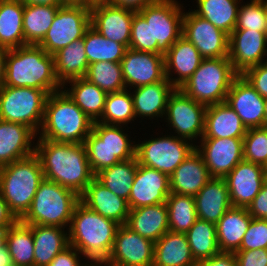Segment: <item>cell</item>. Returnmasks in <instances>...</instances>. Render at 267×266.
Segmentation results:
<instances>
[{
  "instance_id": "obj_1",
  "label": "cell",
  "mask_w": 267,
  "mask_h": 266,
  "mask_svg": "<svg viewBox=\"0 0 267 266\" xmlns=\"http://www.w3.org/2000/svg\"><path fill=\"white\" fill-rule=\"evenodd\" d=\"M35 154L39 157L45 179L69 188L79 196L95 178L84 143L38 139Z\"/></svg>"
},
{
  "instance_id": "obj_2",
  "label": "cell",
  "mask_w": 267,
  "mask_h": 266,
  "mask_svg": "<svg viewBox=\"0 0 267 266\" xmlns=\"http://www.w3.org/2000/svg\"><path fill=\"white\" fill-rule=\"evenodd\" d=\"M120 224L88 208L81 201L73 211L68 230L69 245L88 263L95 265L109 258ZM91 260V261H89Z\"/></svg>"
},
{
  "instance_id": "obj_3",
  "label": "cell",
  "mask_w": 267,
  "mask_h": 266,
  "mask_svg": "<svg viewBox=\"0 0 267 266\" xmlns=\"http://www.w3.org/2000/svg\"><path fill=\"white\" fill-rule=\"evenodd\" d=\"M4 86L31 87L47 91H60L53 55L39 45H25L7 50Z\"/></svg>"
},
{
  "instance_id": "obj_4",
  "label": "cell",
  "mask_w": 267,
  "mask_h": 266,
  "mask_svg": "<svg viewBox=\"0 0 267 266\" xmlns=\"http://www.w3.org/2000/svg\"><path fill=\"white\" fill-rule=\"evenodd\" d=\"M93 121L63 91L48 95L39 138L54 142L84 143Z\"/></svg>"
},
{
  "instance_id": "obj_5",
  "label": "cell",
  "mask_w": 267,
  "mask_h": 266,
  "mask_svg": "<svg viewBox=\"0 0 267 266\" xmlns=\"http://www.w3.org/2000/svg\"><path fill=\"white\" fill-rule=\"evenodd\" d=\"M43 179L41 162L35 153L0 167V193L17 220L30 208Z\"/></svg>"
},
{
  "instance_id": "obj_6",
  "label": "cell",
  "mask_w": 267,
  "mask_h": 266,
  "mask_svg": "<svg viewBox=\"0 0 267 266\" xmlns=\"http://www.w3.org/2000/svg\"><path fill=\"white\" fill-rule=\"evenodd\" d=\"M79 201L80 196L73 190L44 178L38 186L30 208L20 221L27 225L67 228Z\"/></svg>"
},
{
  "instance_id": "obj_7",
  "label": "cell",
  "mask_w": 267,
  "mask_h": 266,
  "mask_svg": "<svg viewBox=\"0 0 267 266\" xmlns=\"http://www.w3.org/2000/svg\"><path fill=\"white\" fill-rule=\"evenodd\" d=\"M238 75L228 57L203 59L179 89L205 106L223 103Z\"/></svg>"
},
{
  "instance_id": "obj_8",
  "label": "cell",
  "mask_w": 267,
  "mask_h": 266,
  "mask_svg": "<svg viewBox=\"0 0 267 266\" xmlns=\"http://www.w3.org/2000/svg\"><path fill=\"white\" fill-rule=\"evenodd\" d=\"M123 129L121 125L93 123L84 145L94 175L120 161L135 158V141H131Z\"/></svg>"
},
{
  "instance_id": "obj_9",
  "label": "cell",
  "mask_w": 267,
  "mask_h": 266,
  "mask_svg": "<svg viewBox=\"0 0 267 266\" xmlns=\"http://www.w3.org/2000/svg\"><path fill=\"white\" fill-rule=\"evenodd\" d=\"M48 95L41 89L4 86L0 90V120L23 124L37 135Z\"/></svg>"
},
{
  "instance_id": "obj_10",
  "label": "cell",
  "mask_w": 267,
  "mask_h": 266,
  "mask_svg": "<svg viewBox=\"0 0 267 266\" xmlns=\"http://www.w3.org/2000/svg\"><path fill=\"white\" fill-rule=\"evenodd\" d=\"M176 0H155L138 12L151 25L152 52L165 55L183 33V6Z\"/></svg>"
},
{
  "instance_id": "obj_11",
  "label": "cell",
  "mask_w": 267,
  "mask_h": 266,
  "mask_svg": "<svg viewBox=\"0 0 267 266\" xmlns=\"http://www.w3.org/2000/svg\"><path fill=\"white\" fill-rule=\"evenodd\" d=\"M135 157L138 164L156 169L169 177L174 170L195 150V143L177 137L165 135L144 140L135 144Z\"/></svg>"
},
{
  "instance_id": "obj_12",
  "label": "cell",
  "mask_w": 267,
  "mask_h": 266,
  "mask_svg": "<svg viewBox=\"0 0 267 266\" xmlns=\"http://www.w3.org/2000/svg\"><path fill=\"white\" fill-rule=\"evenodd\" d=\"M89 27L90 7L64 5L58 9L51 27L38 45L53 55L73 41L82 39Z\"/></svg>"
},
{
  "instance_id": "obj_13",
  "label": "cell",
  "mask_w": 267,
  "mask_h": 266,
  "mask_svg": "<svg viewBox=\"0 0 267 266\" xmlns=\"http://www.w3.org/2000/svg\"><path fill=\"white\" fill-rule=\"evenodd\" d=\"M207 106L198 103L176 88L169 96L164 118L168 126L177 133V137L187 139L193 143L204 133L205 112Z\"/></svg>"
},
{
  "instance_id": "obj_14",
  "label": "cell",
  "mask_w": 267,
  "mask_h": 266,
  "mask_svg": "<svg viewBox=\"0 0 267 266\" xmlns=\"http://www.w3.org/2000/svg\"><path fill=\"white\" fill-rule=\"evenodd\" d=\"M182 35L204 59L228 57L229 35L196 15L193 10L184 12Z\"/></svg>"
},
{
  "instance_id": "obj_15",
  "label": "cell",
  "mask_w": 267,
  "mask_h": 266,
  "mask_svg": "<svg viewBox=\"0 0 267 266\" xmlns=\"http://www.w3.org/2000/svg\"><path fill=\"white\" fill-rule=\"evenodd\" d=\"M195 149L202 155L212 178H224L244 160L243 138H201Z\"/></svg>"
},
{
  "instance_id": "obj_16",
  "label": "cell",
  "mask_w": 267,
  "mask_h": 266,
  "mask_svg": "<svg viewBox=\"0 0 267 266\" xmlns=\"http://www.w3.org/2000/svg\"><path fill=\"white\" fill-rule=\"evenodd\" d=\"M267 32L234 29L229 35V53L234 70L242 75L247 69L267 62Z\"/></svg>"
},
{
  "instance_id": "obj_17",
  "label": "cell",
  "mask_w": 267,
  "mask_h": 266,
  "mask_svg": "<svg viewBox=\"0 0 267 266\" xmlns=\"http://www.w3.org/2000/svg\"><path fill=\"white\" fill-rule=\"evenodd\" d=\"M120 64L126 89L153 84L166 78L164 55L161 54L127 48Z\"/></svg>"
},
{
  "instance_id": "obj_18",
  "label": "cell",
  "mask_w": 267,
  "mask_h": 266,
  "mask_svg": "<svg viewBox=\"0 0 267 266\" xmlns=\"http://www.w3.org/2000/svg\"><path fill=\"white\" fill-rule=\"evenodd\" d=\"M154 245L125 224L117 230L114 245L106 263L115 266H153Z\"/></svg>"
},
{
  "instance_id": "obj_19",
  "label": "cell",
  "mask_w": 267,
  "mask_h": 266,
  "mask_svg": "<svg viewBox=\"0 0 267 266\" xmlns=\"http://www.w3.org/2000/svg\"><path fill=\"white\" fill-rule=\"evenodd\" d=\"M226 180L233 207L247 208L267 180V169L242 160L228 173Z\"/></svg>"
},
{
  "instance_id": "obj_20",
  "label": "cell",
  "mask_w": 267,
  "mask_h": 266,
  "mask_svg": "<svg viewBox=\"0 0 267 266\" xmlns=\"http://www.w3.org/2000/svg\"><path fill=\"white\" fill-rule=\"evenodd\" d=\"M264 99L242 75H238L225 102L241 118L243 125L251 129L265 127Z\"/></svg>"
},
{
  "instance_id": "obj_21",
  "label": "cell",
  "mask_w": 267,
  "mask_h": 266,
  "mask_svg": "<svg viewBox=\"0 0 267 266\" xmlns=\"http://www.w3.org/2000/svg\"><path fill=\"white\" fill-rule=\"evenodd\" d=\"M169 195V176L156 169L138 164L127 201L129 209L165 203Z\"/></svg>"
},
{
  "instance_id": "obj_22",
  "label": "cell",
  "mask_w": 267,
  "mask_h": 266,
  "mask_svg": "<svg viewBox=\"0 0 267 266\" xmlns=\"http://www.w3.org/2000/svg\"><path fill=\"white\" fill-rule=\"evenodd\" d=\"M135 13L110 4L96 5L90 8V26L105 38L129 48Z\"/></svg>"
},
{
  "instance_id": "obj_23",
  "label": "cell",
  "mask_w": 267,
  "mask_h": 266,
  "mask_svg": "<svg viewBox=\"0 0 267 266\" xmlns=\"http://www.w3.org/2000/svg\"><path fill=\"white\" fill-rule=\"evenodd\" d=\"M203 59L196 47L182 35L164 55L165 76L175 88H179L197 70ZM172 73L177 77H172Z\"/></svg>"
},
{
  "instance_id": "obj_24",
  "label": "cell",
  "mask_w": 267,
  "mask_h": 266,
  "mask_svg": "<svg viewBox=\"0 0 267 266\" xmlns=\"http://www.w3.org/2000/svg\"><path fill=\"white\" fill-rule=\"evenodd\" d=\"M36 137L23 124L0 120V167L34 154Z\"/></svg>"
},
{
  "instance_id": "obj_25",
  "label": "cell",
  "mask_w": 267,
  "mask_h": 266,
  "mask_svg": "<svg viewBox=\"0 0 267 266\" xmlns=\"http://www.w3.org/2000/svg\"><path fill=\"white\" fill-rule=\"evenodd\" d=\"M80 201L96 213L120 225L127 222L130 210L127 200L111 192L96 178L80 195Z\"/></svg>"
},
{
  "instance_id": "obj_26",
  "label": "cell",
  "mask_w": 267,
  "mask_h": 266,
  "mask_svg": "<svg viewBox=\"0 0 267 266\" xmlns=\"http://www.w3.org/2000/svg\"><path fill=\"white\" fill-rule=\"evenodd\" d=\"M211 178L202 155L195 149L169 177L170 193L195 197Z\"/></svg>"
},
{
  "instance_id": "obj_27",
  "label": "cell",
  "mask_w": 267,
  "mask_h": 266,
  "mask_svg": "<svg viewBox=\"0 0 267 266\" xmlns=\"http://www.w3.org/2000/svg\"><path fill=\"white\" fill-rule=\"evenodd\" d=\"M194 198L197 218L214 224L232 207L224 178H211Z\"/></svg>"
},
{
  "instance_id": "obj_28",
  "label": "cell",
  "mask_w": 267,
  "mask_h": 266,
  "mask_svg": "<svg viewBox=\"0 0 267 266\" xmlns=\"http://www.w3.org/2000/svg\"><path fill=\"white\" fill-rule=\"evenodd\" d=\"M176 88L165 78L163 81L134 88L131 92L134 112L137 117L163 118L169 96Z\"/></svg>"
},
{
  "instance_id": "obj_29",
  "label": "cell",
  "mask_w": 267,
  "mask_h": 266,
  "mask_svg": "<svg viewBox=\"0 0 267 266\" xmlns=\"http://www.w3.org/2000/svg\"><path fill=\"white\" fill-rule=\"evenodd\" d=\"M246 132L241 118L226 102L207 106L202 138H243Z\"/></svg>"
},
{
  "instance_id": "obj_30",
  "label": "cell",
  "mask_w": 267,
  "mask_h": 266,
  "mask_svg": "<svg viewBox=\"0 0 267 266\" xmlns=\"http://www.w3.org/2000/svg\"><path fill=\"white\" fill-rule=\"evenodd\" d=\"M125 225L140 236L157 242L169 230L166 203L130 209Z\"/></svg>"
},
{
  "instance_id": "obj_31",
  "label": "cell",
  "mask_w": 267,
  "mask_h": 266,
  "mask_svg": "<svg viewBox=\"0 0 267 266\" xmlns=\"http://www.w3.org/2000/svg\"><path fill=\"white\" fill-rule=\"evenodd\" d=\"M252 217L244 207H230L215 224L220 252H236L241 246Z\"/></svg>"
},
{
  "instance_id": "obj_32",
  "label": "cell",
  "mask_w": 267,
  "mask_h": 266,
  "mask_svg": "<svg viewBox=\"0 0 267 266\" xmlns=\"http://www.w3.org/2000/svg\"><path fill=\"white\" fill-rule=\"evenodd\" d=\"M186 233L168 230L154 245L153 266H194Z\"/></svg>"
},
{
  "instance_id": "obj_33",
  "label": "cell",
  "mask_w": 267,
  "mask_h": 266,
  "mask_svg": "<svg viewBox=\"0 0 267 266\" xmlns=\"http://www.w3.org/2000/svg\"><path fill=\"white\" fill-rule=\"evenodd\" d=\"M58 226L32 225L34 266H48L56 255L69 246L68 231Z\"/></svg>"
},
{
  "instance_id": "obj_34",
  "label": "cell",
  "mask_w": 267,
  "mask_h": 266,
  "mask_svg": "<svg viewBox=\"0 0 267 266\" xmlns=\"http://www.w3.org/2000/svg\"><path fill=\"white\" fill-rule=\"evenodd\" d=\"M24 6L20 0H0V48L10 50L26 45Z\"/></svg>"
},
{
  "instance_id": "obj_35",
  "label": "cell",
  "mask_w": 267,
  "mask_h": 266,
  "mask_svg": "<svg viewBox=\"0 0 267 266\" xmlns=\"http://www.w3.org/2000/svg\"><path fill=\"white\" fill-rule=\"evenodd\" d=\"M53 58L55 74L61 85L72 79L86 76L89 63L83 38L60 49L53 54Z\"/></svg>"
},
{
  "instance_id": "obj_36",
  "label": "cell",
  "mask_w": 267,
  "mask_h": 266,
  "mask_svg": "<svg viewBox=\"0 0 267 266\" xmlns=\"http://www.w3.org/2000/svg\"><path fill=\"white\" fill-rule=\"evenodd\" d=\"M67 83L71 86L69 89L65 87ZM62 90L93 122L102 116L107 93L95 84L85 78H76L65 82Z\"/></svg>"
},
{
  "instance_id": "obj_37",
  "label": "cell",
  "mask_w": 267,
  "mask_h": 266,
  "mask_svg": "<svg viewBox=\"0 0 267 266\" xmlns=\"http://www.w3.org/2000/svg\"><path fill=\"white\" fill-rule=\"evenodd\" d=\"M240 1L241 0H196L197 10L194 9L193 12L230 35L237 24L238 8L242 3Z\"/></svg>"
},
{
  "instance_id": "obj_38",
  "label": "cell",
  "mask_w": 267,
  "mask_h": 266,
  "mask_svg": "<svg viewBox=\"0 0 267 266\" xmlns=\"http://www.w3.org/2000/svg\"><path fill=\"white\" fill-rule=\"evenodd\" d=\"M60 7L62 6H24L23 33L26 45H38L43 40Z\"/></svg>"
},
{
  "instance_id": "obj_39",
  "label": "cell",
  "mask_w": 267,
  "mask_h": 266,
  "mask_svg": "<svg viewBox=\"0 0 267 266\" xmlns=\"http://www.w3.org/2000/svg\"><path fill=\"white\" fill-rule=\"evenodd\" d=\"M138 162L136 157L120 161L95 175V178L111 192L128 201Z\"/></svg>"
},
{
  "instance_id": "obj_40",
  "label": "cell",
  "mask_w": 267,
  "mask_h": 266,
  "mask_svg": "<svg viewBox=\"0 0 267 266\" xmlns=\"http://www.w3.org/2000/svg\"><path fill=\"white\" fill-rule=\"evenodd\" d=\"M6 246L15 266H34L32 225L17 220L8 228Z\"/></svg>"
},
{
  "instance_id": "obj_41",
  "label": "cell",
  "mask_w": 267,
  "mask_h": 266,
  "mask_svg": "<svg viewBox=\"0 0 267 266\" xmlns=\"http://www.w3.org/2000/svg\"><path fill=\"white\" fill-rule=\"evenodd\" d=\"M83 40L89 64L99 61L120 63L127 50L123 44L105 38L91 26L85 31Z\"/></svg>"
},
{
  "instance_id": "obj_42",
  "label": "cell",
  "mask_w": 267,
  "mask_h": 266,
  "mask_svg": "<svg viewBox=\"0 0 267 266\" xmlns=\"http://www.w3.org/2000/svg\"><path fill=\"white\" fill-rule=\"evenodd\" d=\"M194 260L208 259L219 253L216 225L197 219L186 233Z\"/></svg>"
},
{
  "instance_id": "obj_43",
  "label": "cell",
  "mask_w": 267,
  "mask_h": 266,
  "mask_svg": "<svg viewBox=\"0 0 267 266\" xmlns=\"http://www.w3.org/2000/svg\"><path fill=\"white\" fill-rule=\"evenodd\" d=\"M165 203L168 209L169 230L187 233L198 219L195 198L193 196L170 193Z\"/></svg>"
},
{
  "instance_id": "obj_44",
  "label": "cell",
  "mask_w": 267,
  "mask_h": 266,
  "mask_svg": "<svg viewBox=\"0 0 267 266\" xmlns=\"http://www.w3.org/2000/svg\"><path fill=\"white\" fill-rule=\"evenodd\" d=\"M134 119L136 120V115L131 90L107 93L102 116L97 122L126 127Z\"/></svg>"
},
{
  "instance_id": "obj_45",
  "label": "cell",
  "mask_w": 267,
  "mask_h": 266,
  "mask_svg": "<svg viewBox=\"0 0 267 266\" xmlns=\"http://www.w3.org/2000/svg\"><path fill=\"white\" fill-rule=\"evenodd\" d=\"M84 78L106 93L120 92L126 89L120 63L99 61L89 64Z\"/></svg>"
},
{
  "instance_id": "obj_46",
  "label": "cell",
  "mask_w": 267,
  "mask_h": 266,
  "mask_svg": "<svg viewBox=\"0 0 267 266\" xmlns=\"http://www.w3.org/2000/svg\"><path fill=\"white\" fill-rule=\"evenodd\" d=\"M243 157L267 168V127L247 129L243 137Z\"/></svg>"
},
{
  "instance_id": "obj_47",
  "label": "cell",
  "mask_w": 267,
  "mask_h": 266,
  "mask_svg": "<svg viewBox=\"0 0 267 266\" xmlns=\"http://www.w3.org/2000/svg\"><path fill=\"white\" fill-rule=\"evenodd\" d=\"M238 8L237 24L235 29H249L267 32L264 14V0H250Z\"/></svg>"
},
{
  "instance_id": "obj_48",
  "label": "cell",
  "mask_w": 267,
  "mask_h": 266,
  "mask_svg": "<svg viewBox=\"0 0 267 266\" xmlns=\"http://www.w3.org/2000/svg\"><path fill=\"white\" fill-rule=\"evenodd\" d=\"M129 48L136 51L152 52L151 25L137 12L132 19Z\"/></svg>"
},
{
  "instance_id": "obj_49",
  "label": "cell",
  "mask_w": 267,
  "mask_h": 266,
  "mask_svg": "<svg viewBox=\"0 0 267 266\" xmlns=\"http://www.w3.org/2000/svg\"><path fill=\"white\" fill-rule=\"evenodd\" d=\"M267 249V220L252 218L239 250Z\"/></svg>"
},
{
  "instance_id": "obj_50",
  "label": "cell",
  "mask_w": 267,
  "mask_h": 266,
  "mask_svg": "<svg viewBox=\"0 0 267 266\" xmlns=\"http://www.w3.org/2000/svg\"><path fill=\"white\" fill-rule=\"evenodd\" d=\"M242 76L263 98H267V62L247 69Z\"/></svg>"
},
{
  "instance_id": "obj_51",
  "label": "cell",
  "mask_w": 267,
  "mask_h": 266,
  "mask_svg": "<svg viewBox=\"0 0 267 266\" xmlns=\"http://www.w3.org/2000/svg\"><path fill=\"white\" fill-rule=\"evenodd\" d=\"M234 255L237 266H267V249L238 250Z\"/></svg>"
},
{
  "instance_id": "obj_52",
  "label": "cell",
  "mask_w": 267,
  "mask_h": 266,
  "mask_svg": "<svg viewBox=\"0 0 267 266\" xmlns=\"http://www.w3.org/2000/svg\"><path fill=\"white\" fill-rule=\"evenodd\" d=\"M82 254L73 246L69 245L63 251L59 252L48 266H91L87 262L79 259Z\"/></svg>"
},
{
  "instance_id": "obj_53",
  "label": "cell",
  "mask_w": 267,
  "mask_h": 266,
  "mask_svg": "<svg viewBox=\"0 0 267 266\" xmlns=\"http://www.w3.org/2000/svg\"><path fill=\"white\" fill-rule=\"evenodd\" d=\"M246 209L252 218L267 220V180Z\"/></svg>"
},
{
  "instance_id": "obj_54",
  "label": "cell",
  "mask_w": 267,
  "mask_h": 266,
  "mask_svg": "<svg viewBox=\"0 0 267 266\" xmlns=\"http://www.w3.org/2000/svg\"><path fill=\"white\" fill-rule=\"evenodd\" d=\"M194 266H237L234 252H219L214 256L197 261Z\"/></svg>"
},
{
  "instance_id": "obj_55",
  "label": "cell",
  "mask_w": 267,
  "mask_h": 266,
  "mask_svg": "<svg viewBox=\"0 0 267 266\" xmlns=\"http://www.w3.org/2000/svg\"><path fill=\"white\" fill-rule=\"evenodd\" d=\"M155 0H112L110 5L124 8L133 12H140L147 5H150Z\"/></svg>"
},
{
  "instance_id": "obj_56",
  "label": "cell",
  "mask_w": 267,
  "mask_h": 266,
  "mask_svg": "<svg viewBox=\"0 0 267 266\" xmlns=\"http://www.w3.org/2000/svg\"><path fill=\"white\" fill-rule=\"evenodd\" d=\"M17 221L0 193V229H8Z\"/></svg>"
},
{
  "instance_id": "obj_57",
  "label": "cell",
  "mask_w": 267,
  "mask_h": 266,
  "mask_svg": "<svg viewBox=\"0 0 267 266\" xmlns=\"http://www.w3.org/2000/svg\"><path fill=\"white\" fill-rule=\"evenodd\" d=\"M7 49L0 48V90L4 87Z\"/></svg>"
},
{
  "instance_id": "obj_58",
  "label": "cell",
  "mask_w": 267,
  "mask_h": 266,
  "mask_svg": "<svg viewBox=\"0 0 267 266\" xmlns=\"http://www.w3.org/2000/svg\"><path fill=\"white\" fill-rule=\"evenodd\" d=\"M24 5L64 6L61 0H20Z\"/></svg>"
},
{
  "instance_id": "obj_59",
  "label": "cell",
  "mask_w": 267,
  "mask_h": 266,
  "mask_svg": "<svg viewBox=\"0 0 267 266\" xmlns=\"http://www.w3.org/2000/svg\"><path fill=\"white\" fill-rule=\"evenodd\" d=\"M11 255L8 251L7 246L5 248H0V266H12Z\"/></svg>"
},
{
  "instance_id": "obj_60",
  "label": "cell",
  "mask_w": 267,
  "mask_h": 266,
  "mask_svg": "<svg viewBox=\"0 0 267 266\" xmlns=\"http://www.w3.org/2000/svg\"><path fill=\"white\" fill-rule=\"evenodd\" d=\"M63 5L69 6H87L88 7V0H61Z\"/></svg>"
},
{
  "instance_id": "obj_61",
  "label": "cell",
  "mask_w": 267,
  "mask_h": 266,
  "mask_svg": "<svg viewBox=\"0 0 267 266\" xmlns=\"http://www.w3.org/2000/svg\"><path fill=\"white\" fill-rule=\"evenodd\" d=\"M8 229H0V248H5L7 243Z\"/></svg>"
},
{
  "instance_id": "obj_62",
  "label": "cell",
  "mask_w": 267,
  "mask_h": 266,
  "mask_svg": "<svg viewBox=\"0 0 267 266\" xmlns=\"http://www.w3.org/2000/svg\"><path fill=\"white\" fill-rule=\"evenodd\" d=\"M112 0H88V7H93L101 4H110Z\"/></svg>"
},
{
  "instance_id": "obj_63",
  "label": "cell",
  "mask_w": 267,
  "mask_h": 266,
  "mask_svg": "<svg viewBox=\"0 0 267 266\" xmlns=\"http://www.w3.org/2000/svg\"><path fill=\"white\" fill-rule=\"evenodd\" d=\"M265 106V127H267V98L264 99Z\"/></svg>"
},
{
  "instance_id": "obj_64",
  "label": "cell",
  "mask_w": 267,
  "mask_h": 266,
  "mask_svg": "<svg viewBox=\"0 0 267 266\" xmlns=\"http://www.w3.org/2000/svg\"><path fill=\"white\" fill-rule=\"evenodd\" d=\"M264 14H265V21H266V29H267V0H264Z\"/></svg>"
},
{
  "instance_id": "obj_65",
  "label": "cell",
  "mask_w": 267,
  "mask_h": 266,
  "mask_svg": "<svg viewBox=\"0 0 267 266\" xmlns=\"http://www.w3.org/2000/svg\"><path fill=\"white\" fill-rule=\"evenodd\" d=\"M100 264H104V266H115V265H112V264H109V263H106V262H101Z\"/></svg>"
},
{
  "instance_id": "obj_66",
  "label": "cell",
  "mask_w": 267,
  "mask_h": 266,
  "mask_svg": "<svg viewBox=\"0 0 267 266\" xmlns=\"http://www.w3.org/2000/svg\"><path fill=\"white\" fill-rule=\"evenodd\" d=\"M91 266H103V264L98 263V264L91 265Z\"/></svg>"
}]
</instances>
